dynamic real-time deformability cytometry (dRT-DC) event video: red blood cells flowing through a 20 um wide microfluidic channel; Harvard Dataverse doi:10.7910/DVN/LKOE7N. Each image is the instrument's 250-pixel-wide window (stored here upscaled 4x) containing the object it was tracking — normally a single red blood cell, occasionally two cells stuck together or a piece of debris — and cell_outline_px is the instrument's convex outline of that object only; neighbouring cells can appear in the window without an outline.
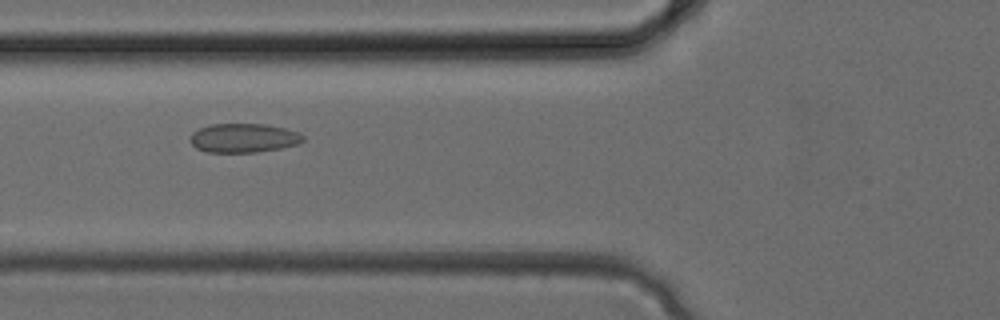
{"species": "common noctule bat (a hibernating species)", "species_latin": "Nyctalus noctula", "temperature_condition": "cold", "stored_images_in_passage": 33, "camera_frame_rate_fps": 3000, "um_per_image_px": 0.085, "animal": {"sex": "female", "body_mass_g": 24.6, "forearm_length_mm": 56.2}, "frame": {"image": 1, "passage_image": 12, "time_ms": 3.667, "image_size_px": [1000, 320], "cell_outline_px": [[304, 140], [300, 144], [280, 148], [256, 152], [204, 152], [196, 148], [188, 140], [188, 136], [192, 132], [208, 124], [264, 124], [284, 128], [300, 132], [304, 136]], "centroid_in_image_um": [20.68, 11.73], "position_along_channel_um": 105.1, "area_um2": 19.36}}
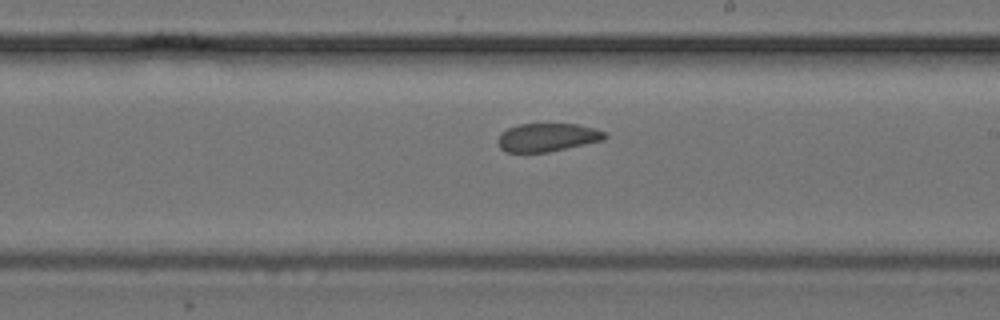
{"frame": {"image": 2, "passage_image": 19, "time_ms": 6.0, "image_size_px": [1000, 320], "cell_outline_px": [[608, 136], [604, 140], [548, 152], [508, 152], [500, 148], [496, 140], [500, 132], [508, 128], [520, 124], [576, 124], [596, 128], [608, 132]], "centroid_in_image_um": [46.54, 11.67], "position_along_channel_um": 242.5, "area_um2": 17.8}}
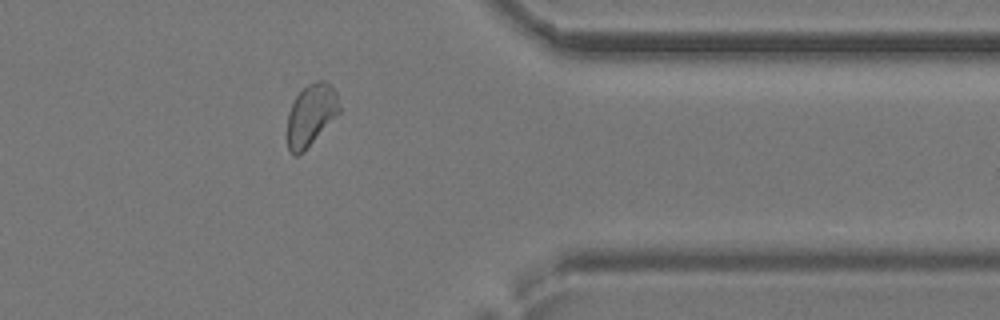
{"frame": {"image": 3, "passage_image": 27, "time_ms": 8.667, "image_size_px": [1000, 320], "cell_outline_px": [[340, 112], [304, 152], [296, 156], [292, 156], [288, 152], [288, 112], [296, 96], [308, 84], [316, 80], [324, 80], [336, 92], [340, 108]], "centroid_in_image_um": [26.42, 9.8], "position_along_channel_um": 385.0, "area_um2": 18.67}}